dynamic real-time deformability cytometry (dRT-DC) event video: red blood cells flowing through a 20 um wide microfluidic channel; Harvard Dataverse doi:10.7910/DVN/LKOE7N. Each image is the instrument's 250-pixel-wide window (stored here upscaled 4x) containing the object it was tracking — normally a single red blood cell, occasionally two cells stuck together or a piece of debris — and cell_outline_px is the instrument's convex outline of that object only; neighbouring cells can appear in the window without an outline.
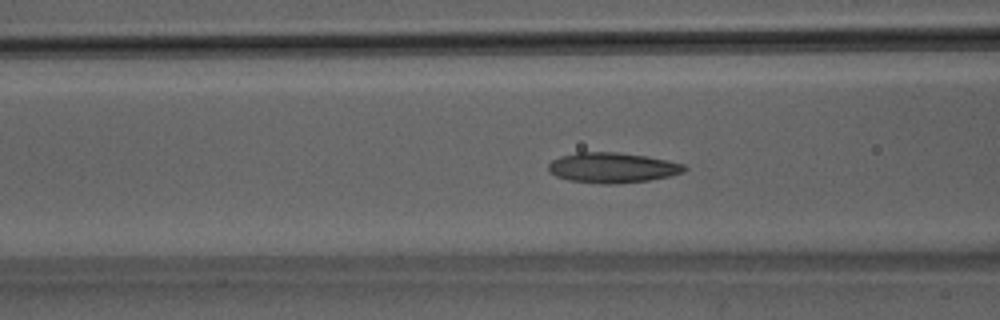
{"species": "Egyptian fruit bat (a non-hibernating species)", "species_latin": "Rousettus aegyptiacus", "temperature_condition": "room temperature", "stored_images_in_passage": 50, "camera_frame_rate_fps": 3000, "um_per_image_px": 0.085, "animal": {"sex": "male"}, "frame": {"image": 1, "passage_image": 20, "time_ms": 6.333, "image_size_px": [1000, 320], "cell_outline_px": [[688, 168], [684, 172], [672, 176], [648, 180], [616, 184], [600, 184], [568, 180], [556, 176], [548, 172], [548, 164], [552, 160], [560, 156], [576, 152], [616, 152], [648, 156], [668, 160], [684, 164]], "centroid_in_image_um": [52.06, 14.25], "position_along_channel_um": 114.5, "area_um2": 24.28}}
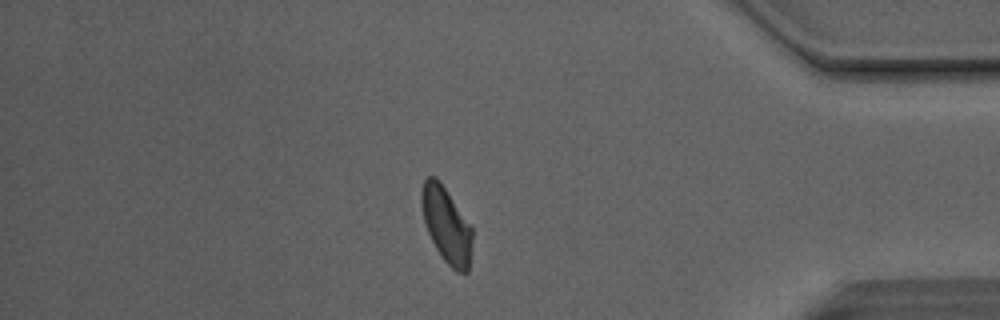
{"frame": {"image": 2, "passage_image": 43, "time_ms": 14.0, "image_size_px": [1000, 320], "cell_outline_px": [[472, 244], [468, 272], [456, 272], [444, 260], [436, 248], [424, 224], [420, 204], [420, 192], [424, 180], [428, 176], [436, 176], [440, 180], [472, 228]], "centroid_in_image_um": [37.92, 19.09], "position_along_channel_um": 397.3, "area_um2": 22.43}}
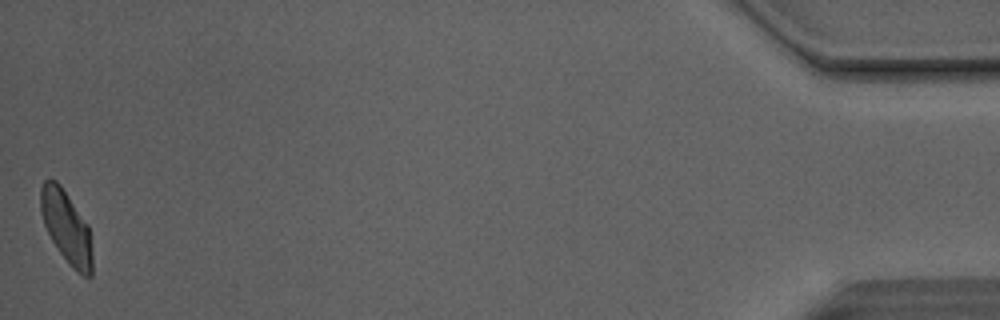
{"frame": {"image": 3, "passage_image": 50, "time_ms": 16.333, "image_size_px": [1000, 320], "cell_outline_px": [[92, 276], [84, 276], [76, 272], [68, 264], [52, 240], [44, 224], [40, 212], [40, 188], [44, 180], [56, 180], [60, 184], [88, 224], [92, 252]], "centroid_in_image_um": [5.64, 19.3], "position_along_channel_um": 429.6, "area_um2": 21.79}, "authors_computed_cell_mechanics": {"area_um2": 22.9466, "velocity_mm_per_s": 4.1113, "shape_relaxation_time_tau1_ms": 4.6389, "shape_relaxation_time_tau2_ms": 2.7615, "deformation_change_tau1": 0.1409, "deformation_change_tau2": 0.084}}